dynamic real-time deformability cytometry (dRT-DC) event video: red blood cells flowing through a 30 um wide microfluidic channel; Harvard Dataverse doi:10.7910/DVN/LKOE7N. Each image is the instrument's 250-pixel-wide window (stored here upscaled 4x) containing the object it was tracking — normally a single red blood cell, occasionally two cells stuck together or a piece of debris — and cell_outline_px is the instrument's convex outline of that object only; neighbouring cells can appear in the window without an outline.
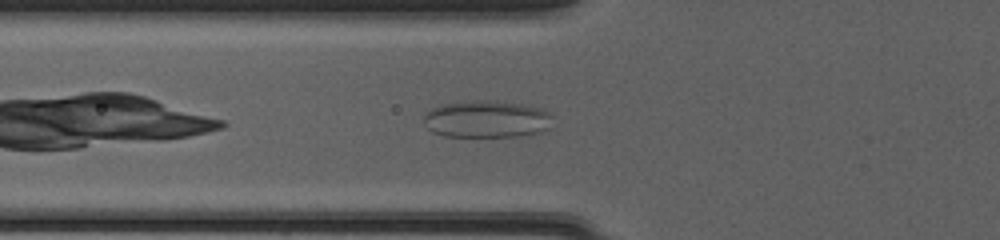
{"species": "common noctule bat (a hibernating species)", "species_latin": "Nyctalus noctula", "temperature_condition": "cold", "stored_images_in_passage": 28, "camera_frame_rate_fps": 3000, "um_per_image_px": 0.085, "animal": {"sex": "female", "body_mass_g": 20.0, "forearm_length_mm": 54.0}, "frame": {"image": 1, "passage_image": 3, "time_ms": 0.667, "image_size_px": [1000, 240], "cell_outline_px": [[552, 116], [548, 132], [516, 136], [444, 136], [432, 132], [424, 124], [424, 112], [440, 104], [464, 100], [496, 100], [528, 104], [544, 108]], "centroid_in_image_um": [41.39, 10.1], "position_along_channel_um": 84.4, "area_um2": 28.73}}
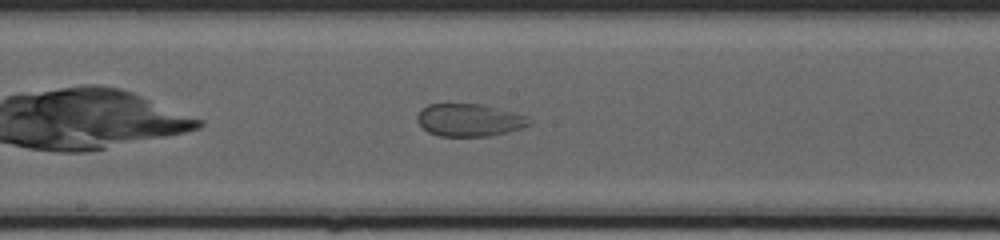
{"frame": {"image": 2, "passage_image": 12, "time_ms": 3.667, "image_size_px": [1000, 240], "cell_outline_px": [[532, 124], [508, 132], [488, 136], [440, 136], [428, 132], [416, 120], [416, 116], [420, 108], [428, 104], [484, 104], [528, 116], [532, 120]], "centroid_in_image_um": [39.89, 10.2], "position_along_channel_um": 208.3, "area_um2": 21.44}}
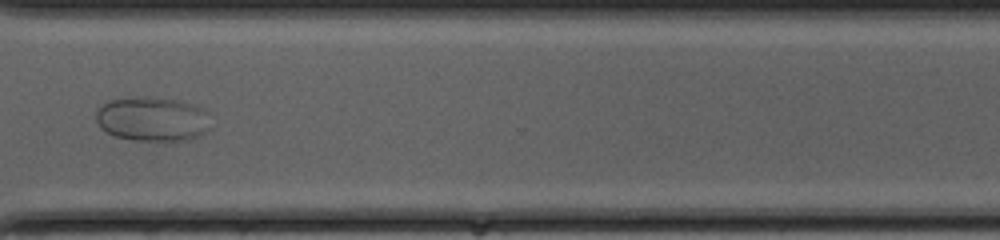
{"frame": {"image": 3, "passage_image": 23, "time_ms": 7.333, "image_size_px": [1000, 240], "cell_outline_px": [[212, 128], [208, 132], [188, 140], [132, 140], [116, 136], [100, 128], [96, 120], [96, 112], [108, 100], [132, 96], [156, 96], [176, 100], [192, 104], [208, 112]], "centroid_in_image_um": [12.99, 10.1], "position_along_channel_um": 357.6, "area_um2": 30.11}}